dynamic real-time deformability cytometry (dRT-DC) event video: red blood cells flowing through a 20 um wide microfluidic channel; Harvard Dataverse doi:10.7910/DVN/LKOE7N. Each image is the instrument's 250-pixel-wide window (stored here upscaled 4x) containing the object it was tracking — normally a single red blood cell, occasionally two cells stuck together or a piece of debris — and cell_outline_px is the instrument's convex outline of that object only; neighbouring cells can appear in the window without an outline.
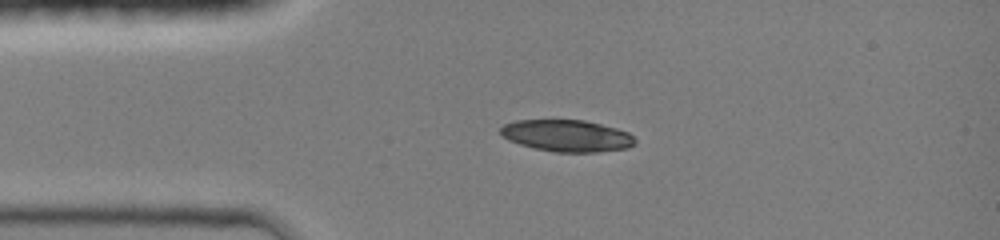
{"species": "common noctule bat (a hibernating species)", "species_latin": "Nyctalus noctula", "temperature_condition": "room temperature", "stored_images_in_passage": 36, "camera_frame_rate_fps": 3000, "um_per_image_px": 0.085, "animal": {"sex": "female", "body_mass_g": 19.0, "forearm_length_mm": 51.5}, "frame": {"image": 1, "passage_image": 1, "time_ms": 0.0, "image_size_px": [1000, 240], "cell_outline_px": [[636, 144], [628, 148], [596, 152], [556, 152], [536, 148], [520, 144], [508, 140], [500, 132], [500, 128], [504, 124], [516, 120], [584, 120], [616, 128], [628, 132], [636, 140]], "centroid_in_image_um": [48.2, 11.53], "position_along_channel_um": 36.8, "area_um2": 24.8}}
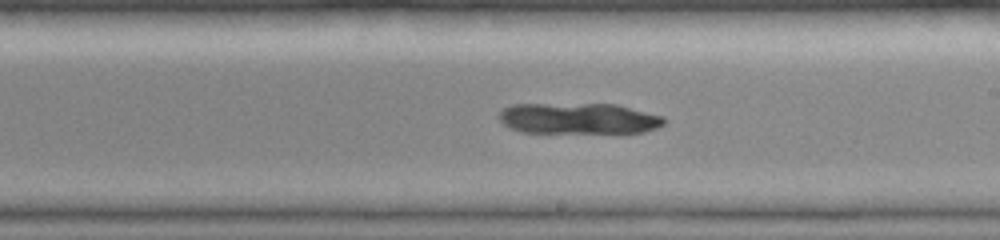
{"frame": {"image": 2, "passage_image": 17, "time_ms": 5.333, "image_size_px": [1000, 240], "cell_outline_px": [[664, 124], [656, 128], [644, 132], [520, 132], [508, 128], [496, 116], [504, 108], [512, 104], [616, 104], [664, 116]], "centroid_in_image_um": [49.14, 10.06], "position_along_channel_um": 239.9, "area_um2": 29.77}}
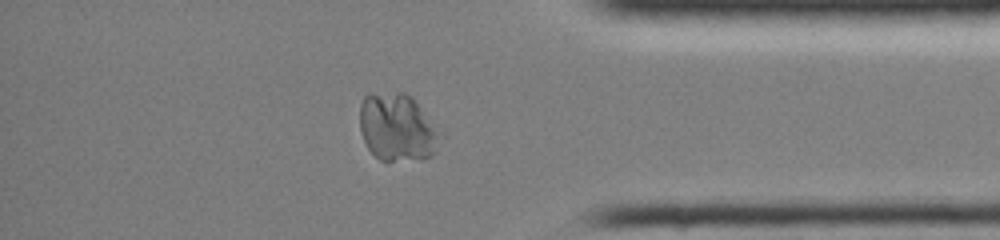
{"frame": {"image": 3, "passage_image": 29, "time_ms": 9.333, "image_size_px": [1000, 240], "cell_outline_px": [[436, 152], [432, 156], [392, 160], [380, 160], [368, 148], [360, 132], [360, 104], [364, 96], [368, 92], [404, 92], [412, 96], [436, 132]], "centroid_in_image_um": [33.64, 10.78], "position_along_channel_um": 401.6, "area_um2": 30.69}}